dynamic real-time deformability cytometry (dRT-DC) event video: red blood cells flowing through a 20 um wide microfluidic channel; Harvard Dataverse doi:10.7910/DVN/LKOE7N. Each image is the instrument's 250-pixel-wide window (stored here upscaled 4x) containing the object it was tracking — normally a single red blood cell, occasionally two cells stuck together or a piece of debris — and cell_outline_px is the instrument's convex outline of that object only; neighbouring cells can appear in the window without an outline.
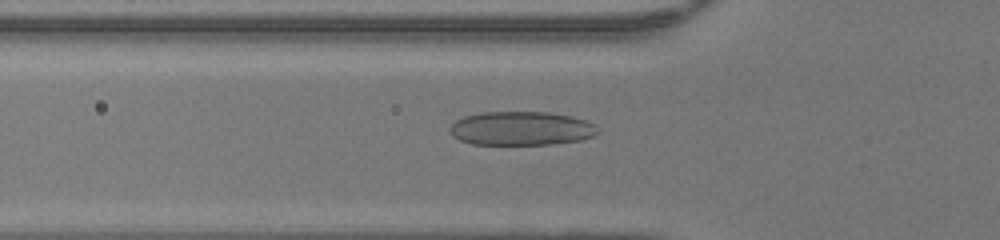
{"species": "human", "species_latin": "Homo sapiens", "temperature_condition": "warm", "stored_images_in_passage": 46, "camera_frame_rate_fps": 3000, "um_per_image_px": 0.085, "donor": {"sex": "female"}, "frame": {"image": 1, "passage_image": 16, "time_ms": 5.0, "image_size_px": [1000, 240], "cell_outline_px": [[600, 132], [592, 136], [580, 140], [552, 144], [472, 144], [460, 140], [452, 136], [448, 128], [456, 120], [464, 116], [480, 112], [548, 112], [572, 116], [596, 124]], "centroid_in_image_um": [44.3, 10.91], "position_along_channel_um": 81.5, "area_um2": 29.3}}
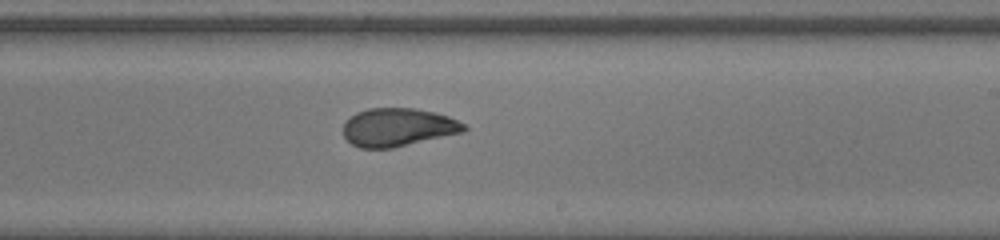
{"frame": {"image": 2, "passage_image": 28, "time_ms": 9.0, "image_size_px": [1000, 240], "cell_outline_px": [[468, 128], [464, 132], [392, 148], [360, 148], [352, 144], [344, 136], [344, 124], [356, 112], [368, 108], [416, 108], [448, 116], [464, 124]], "centroid_in_image_um": [33.83, 10.82], "position_along_channel_um": 255.2, "area_um2": 26.7}}
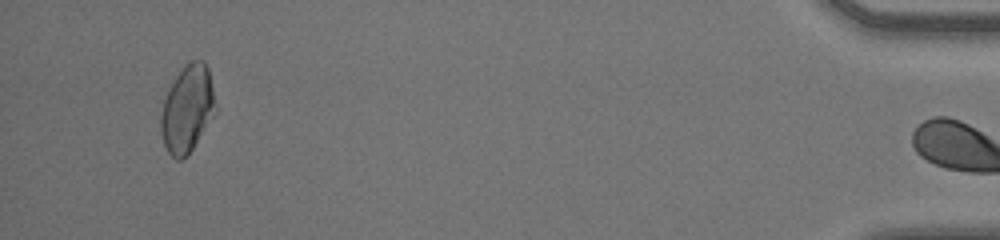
{"frame": {"image": 3, "passage_image": 45, "time_ms": 14.667, "image_size_px": [1000, 240], "cell_outline_px": [[216, 112], [188, 156], [180, 160], [176, 160], [168, 152], [164, 144], [160, 132], [160, 116], [164, 100], [168, 88], [184, 64], [192, 60], [204, 60], [208, 68], [212, 88]], "centroid_in_image_um": [15.9, 9.27], "position_along_channel_um": 419.3, "area_um2": 27.74}, "authors_computed_cell_mechanics": {"area_um2": 27.744, "velocity_mm_per_s": 4.3618, "shape_relaxation_time_tau1_ms": 8.3624, "shape_relaxation_time_tau2_ms": 0.9384, "deformation_change_tau1": 0.2583, "deformation_change_tau2": 0.0542}}